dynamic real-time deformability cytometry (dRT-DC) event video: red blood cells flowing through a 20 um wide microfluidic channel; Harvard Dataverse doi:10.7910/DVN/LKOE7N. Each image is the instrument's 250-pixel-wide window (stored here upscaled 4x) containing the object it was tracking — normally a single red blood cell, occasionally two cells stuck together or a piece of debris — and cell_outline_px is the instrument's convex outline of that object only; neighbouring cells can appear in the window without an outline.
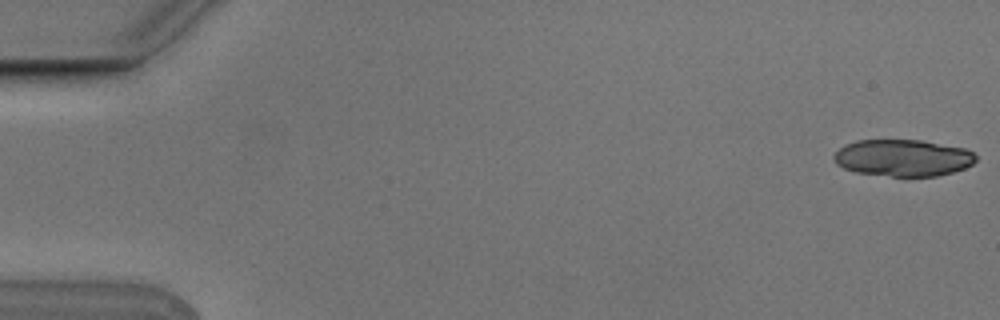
{"species": "Egyptian fruit bat (a non-hibernating species)", "species_latin": "Rousettus aegyptiacus", "temperature_condition": "cold", "stored_images_in_passage": 7, "camera_frame_rate_fps": 3000, "um_per_image_px": 0.085, "animal": {"sex": "male"}, "frame": {"image": 1, "passage_image": 1, "time_ms": 0.0, "image_size_px": [1000, 320], "cell_outline_px": [[976, 160], [972, 164], [964, 168], [952, 172], [936, 176], [892, 176], [856, 172], [844, 168], [836, 164], [832, 160], [832, 156], [844, 144], [856, 140], [920, 140], [964, 148], [972, 152], [976, 156]], "centroid_in_image_um": [76.71, 13.41], "position_along_channel_um": 8.3, "area_um2": 30.4}}